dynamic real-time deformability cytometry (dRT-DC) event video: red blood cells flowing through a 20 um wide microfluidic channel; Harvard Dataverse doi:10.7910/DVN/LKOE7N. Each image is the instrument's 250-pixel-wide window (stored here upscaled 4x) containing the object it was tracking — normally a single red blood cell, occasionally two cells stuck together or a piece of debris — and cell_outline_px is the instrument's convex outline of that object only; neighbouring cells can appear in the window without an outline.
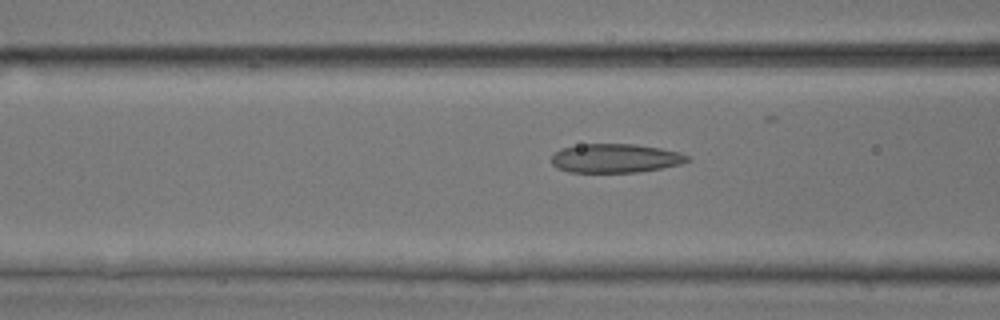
{"species": "common noctule bat (a hibernating species)", "species_latin": "Nyctalus noctula", "temperature_condition": "room temperature", "stored_images_in_passage": 53, "camera_frame_rate_fps": 3000, "um_per_image_px": 0.085, "animal": {"sex": "male", "body_mass_g": 17.9, "forearm_length_mm": 54.2}, "frame": {"image": 1, "passage_image": 21, "time_ms": 6.667, "image_size_px": [1000, 320], "cell_outline_px": [[692, 160], [680, 164], [660, 168], [636, 172], [568, 172], [556, 168], [552, 164], [552, 156], [560, 148], [580, 144], [636, 144], [660, 148], [680, 152], [688, 156]], "centroid_in_image_um": [52.29, 13.45], "position_along_channel_um": 114.3, "area_um2": 22.95}}
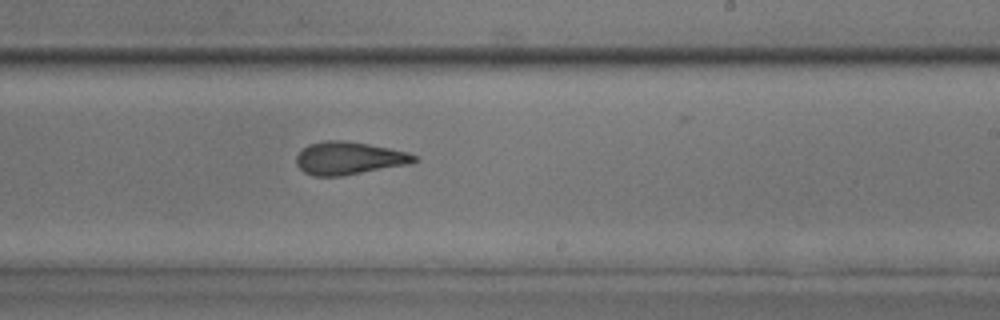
{"frame": {"image": 2, "passage_image": 32, "time_ms": 10.333, "image_size_px": [1000, 320], "cell_outline_px": [[420, 160], [412, 164], [340, 176], [312, 176], [304, 172], [296, 164], [296, 156], [308, 144], [324, 140], [344, 140], [368, 144], [408, 152], [420, 156]], "centroid_in_image_um": [29.71, 13.45], "position_along_channel_um": 259.3, "area_um2": 22.77}}
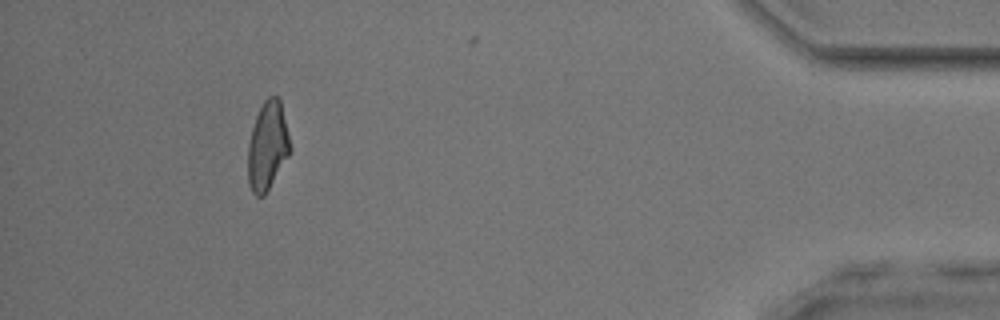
{"frame": {"image": 3, "passage_image": 48, "time_ms": 15.667, "image_size_px": [1000, 320], "cell_outline_px": [[292, 148], [288, 156], [264, 196], [256, 196], [252, 192], [248, 184], [248, 144], [252, 128], [256, 116], [264, 100], [268, 96], [276, 96], [280, 100]], "centroid_in_image_um": [22.73, 12.41], "position_along_channel_um": 412.5, "area_um2": 21.62}, "authors_computed_cell_mechanics": {"area_um2": 22.831, "velocity_mm_per_s": 3.9681, "shape_relaxation_time_tau1_ms": null, "shape_relaxation_time_tau2_ms": 2.4202, "deformation_change_tau1": null, "deformation_change_tau2": 0.1166}}